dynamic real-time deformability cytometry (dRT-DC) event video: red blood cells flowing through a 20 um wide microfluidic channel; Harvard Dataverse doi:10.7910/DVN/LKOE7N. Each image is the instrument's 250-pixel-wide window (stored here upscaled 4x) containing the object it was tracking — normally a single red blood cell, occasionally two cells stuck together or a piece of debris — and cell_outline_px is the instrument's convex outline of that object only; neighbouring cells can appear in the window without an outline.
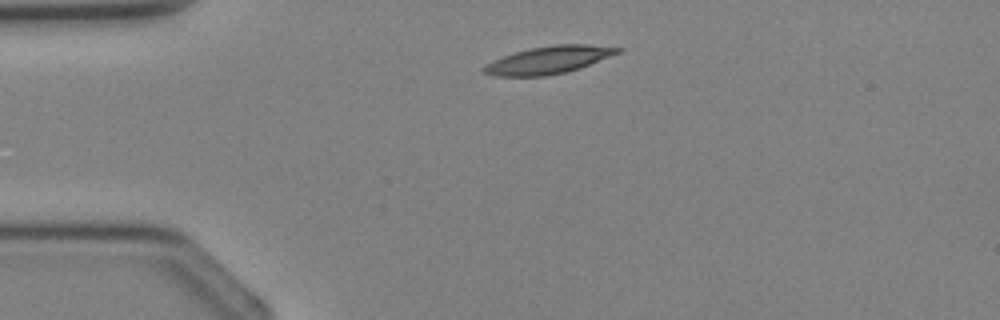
{"species": "Egyptian fruit bat (a non-hibernating species)", "species_latin": "Rousettus aegyptiacus", "temperature_condition": "cold", "stored_images_in_passage": 2, "camera_frame_rate_fps": 3000, "um_per_image_px": 0.085, "animal": {"sex": "female"}, "frame": {"image": 1, "passage_image": 1, "time_ms": 0.0, "image_size_px": [1000, 320], "cell_outline_px": [[624, 48], [620, 52], [580, 68], [548, 76], [492, 76], [480, 72], [480, 68], [484, 64], [504, 56], [516, 52], [532, 48], [556, 44], [588, 44]], "centroid_in_image_um": [46.59, 5.11], "position_along_channel_um": 38.4, "area_um2": 21.44}}